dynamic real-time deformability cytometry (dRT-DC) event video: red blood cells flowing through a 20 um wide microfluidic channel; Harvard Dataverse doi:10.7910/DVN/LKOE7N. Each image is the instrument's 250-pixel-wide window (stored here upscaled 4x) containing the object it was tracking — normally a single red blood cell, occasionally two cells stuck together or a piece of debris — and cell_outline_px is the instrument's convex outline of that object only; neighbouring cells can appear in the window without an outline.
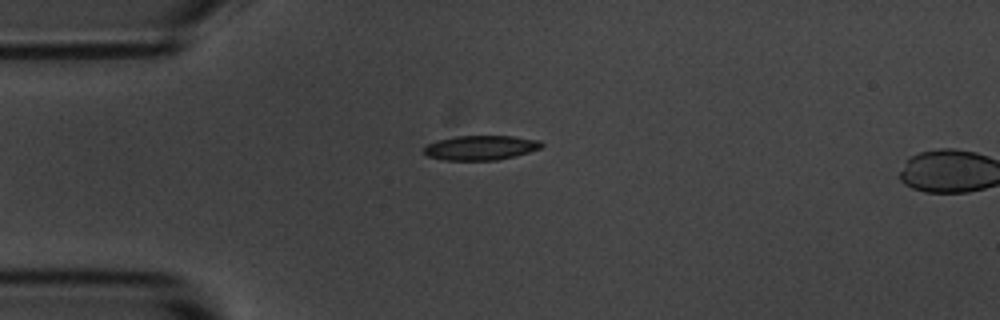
{"species": "common noctule bat (a hibernating species)", "species_latin": "Nyctalus noctula", "temperature_condition": "room temperature", "stored_images_in_passage": 2, "camera_frame_rate_fps": 3000, "um_per_image_px": 0.085, "animal": {"sex": "male", "body_mass_g": 20.1, "forearm_length_mm": 53.5}, "frame": {"image": 1, "passage_image": 1, "time_ms": 0.0, "image_size_px": [1000, 320], "cell_outline_px": [[544, 144], [540, 148], [528, 152], [496, 160], [444, 160], [428, 156], [424, 152], [424, 148], [428, 144], [436, 140], [456, 136], [512, 136], [540, 140]], "centroid_in_image_um": [40.84, 12.55], "position_along_channel_um": 44.2, "area_um2": 16.7}}